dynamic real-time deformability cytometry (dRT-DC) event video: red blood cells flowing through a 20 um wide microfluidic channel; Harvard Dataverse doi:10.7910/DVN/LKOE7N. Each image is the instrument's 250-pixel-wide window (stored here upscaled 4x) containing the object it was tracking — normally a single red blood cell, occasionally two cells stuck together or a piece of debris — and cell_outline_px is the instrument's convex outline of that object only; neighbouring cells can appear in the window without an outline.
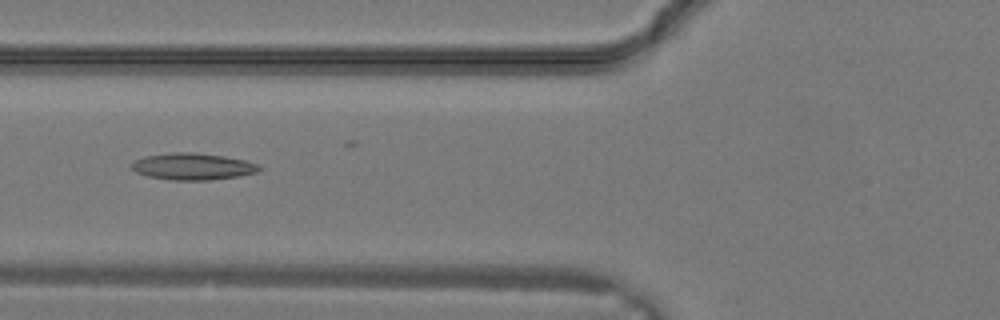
{"species": "common noctule bat (a hibernating species)", "species_latin": "Nyctalus noctula", "temperature_condition": "warm", "stored_images_in_passage": 20, "camera_frame_rate_fps": 3000, "um_per_image_px": 0.085, "animal": {"sex": "male", "body_mass_g": 19.2, "forearm_length_mm": 51.8}, "frame": {"image": 1, "passage_image": 3, "time_ms": 0.667, "image_size_px": [1000, 320], "cell_outline_px": [[260, 168], [256, 172], [240, 176], [212, 180], [172, 180], [148, 176], [136, 172], [128, 164], [144, 156], [172, 152], [192, 152], [224, 156], [244, 160], [256, 164]], "centroid_in_image_um": [16.34, 14.15], "position_along_channel_um": 109.5, "area_um2": 19.83}}
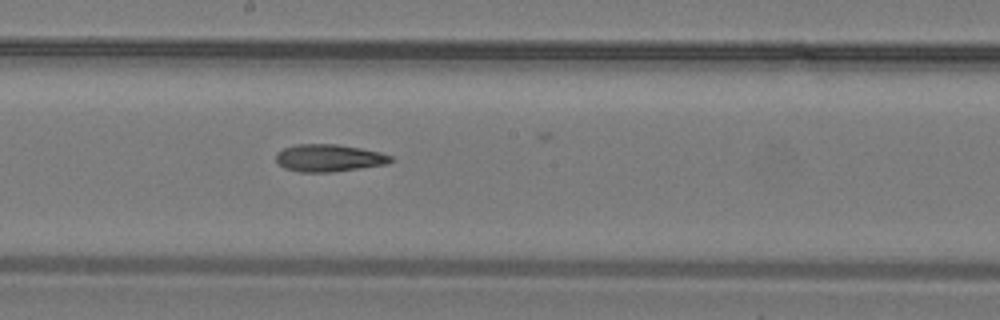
{"frame": {"image": 2, "passage_image": 8, "time_ms": 2.333, "image_size_px": [1000, 320], "cell_outline_px": [[396, 160], [384, 164], [360, 168], [332, 172], [300, 172], [284, 168], [276, 160], [276, 152], [284, 148], [296, 144], [336, 144], [360, 148], [380, 152], [392, 156]], "centroid_in_image_um": [27.95, 13.42], "position_along_channel_um": 220.2, "area_um2": 18.26}}
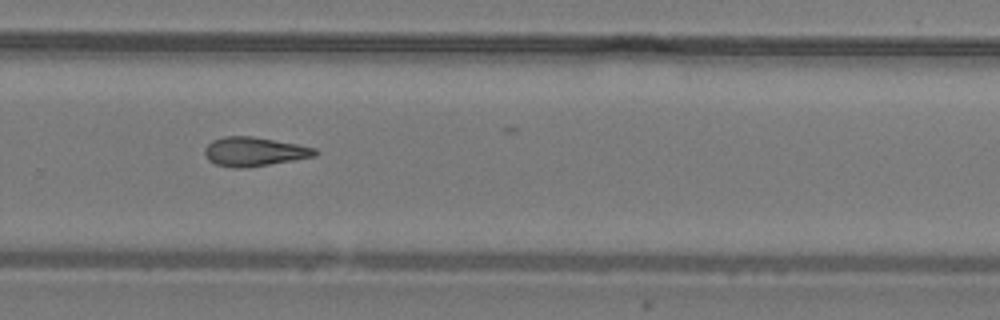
{"frame": {"image": 3, "passage_image": 12, "time_ms": 3.667, "image_size_px": [1000, 320], "cell_outline_px": [[320, 152], [316, 156], [244, 168], [232, 168], [216, 164], [208, 160], [204, 152], [204, 148], [212, 140], [224, 136], [252, 136], [296, 144], [316, 148]], "centroid_in_image_um": [21.59, 12.88], "position_along_channel_um": 308.2, "area_um2": 18.61}}